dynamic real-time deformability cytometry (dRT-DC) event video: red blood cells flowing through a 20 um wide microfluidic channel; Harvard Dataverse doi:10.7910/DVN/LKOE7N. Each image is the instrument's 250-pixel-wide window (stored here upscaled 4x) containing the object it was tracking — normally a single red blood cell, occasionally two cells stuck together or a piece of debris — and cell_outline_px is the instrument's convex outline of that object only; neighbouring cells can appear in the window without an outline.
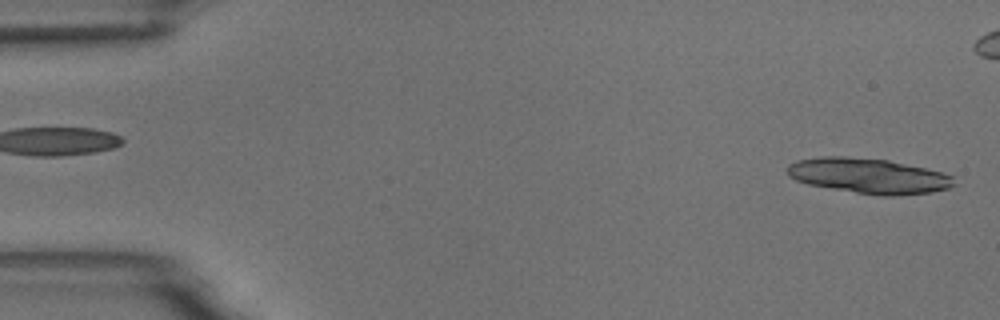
{"species": "common noctule bat (a hibernating species)", "species_latin": "Nyctalus noctula", "temperature_condition": "room temperature", "stored_images_in_passage": 5, "segment_of_instrument_passage": [2, 2], "camera_frame_rate_fps": 3000, "um_per_image_px": 0.085, "animal": {"sex": "male", "body_mass_g": 18.8}, "frame": {"image": 1, "passage_image": 5, "time_ms": 4.667, "image_size_px": [1000, 320], "cell_outline_px": [[956, 184], [948, 188], [932, 192], [896, 196], [880, 196], [808, 184], [796, 180], [788, 176], [788, 164], [796, 160], [820, 156], [844, 156], [888, 160], [924, 168], [940, 172], [952, 176]], "centroid_in_image_um": [73.81, 14.94], "position_along_channel_um": 11.2, "area_um2": 34.1}}